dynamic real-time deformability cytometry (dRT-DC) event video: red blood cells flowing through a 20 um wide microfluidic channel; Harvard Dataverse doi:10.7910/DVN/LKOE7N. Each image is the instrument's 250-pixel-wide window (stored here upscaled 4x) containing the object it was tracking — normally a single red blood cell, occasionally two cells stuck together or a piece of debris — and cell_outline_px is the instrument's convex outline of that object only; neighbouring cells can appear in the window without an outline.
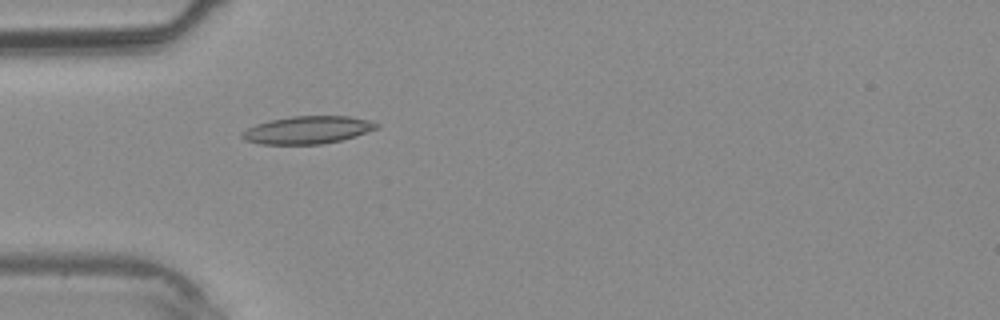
{"species": "common noctule bat (a hibernating species)", "species_latin": "Nyctalus noctula", "temperature_condition": "warm", "stored_images_in_passage": 24, "camera_frame_rate_fps": 3000, "um_per_image_px": 0.085, "animal": {"sex": "male", "body_mass_g": 20.4}, "frame": {"image": 1, "passage_image": 1, "time_ms": 0.0, "image_size_px": [1000, 320], "cell_outline_px": [[380, 128], [356, 136], [324, 144], [260, 144], [244, 140], [240, 136], [240, 132], [256, 124], [268, 120], [292, 116], [348, 116], [368, 120], [380, 124]], "centroid_in_image_um": [26.14, 11.04], "position_along_channel_um": 58.9, "area_um2": 21.85}}
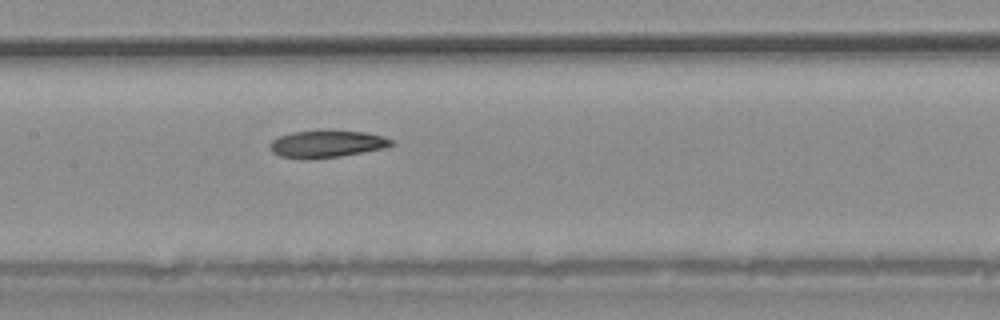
{"frame": {"image": 2, "passage_image": 8, "time_ms": 2.333, "image_size_px": [1000, 320], "cell_outline_px": [[392, 144], [384, 148], [340, 156], [308, 160], [304, 160], [280, 156], [272, 152], [268, 148], [268, 144], [272, 140], [280, 136], [292, 132], [328, 128], [364, 132], [384, 136], [392, 140]], "centroid_in_image_um": [27.71, 12.21], "position_along_channel_um": 179.7, "area_um2": 19.88}}